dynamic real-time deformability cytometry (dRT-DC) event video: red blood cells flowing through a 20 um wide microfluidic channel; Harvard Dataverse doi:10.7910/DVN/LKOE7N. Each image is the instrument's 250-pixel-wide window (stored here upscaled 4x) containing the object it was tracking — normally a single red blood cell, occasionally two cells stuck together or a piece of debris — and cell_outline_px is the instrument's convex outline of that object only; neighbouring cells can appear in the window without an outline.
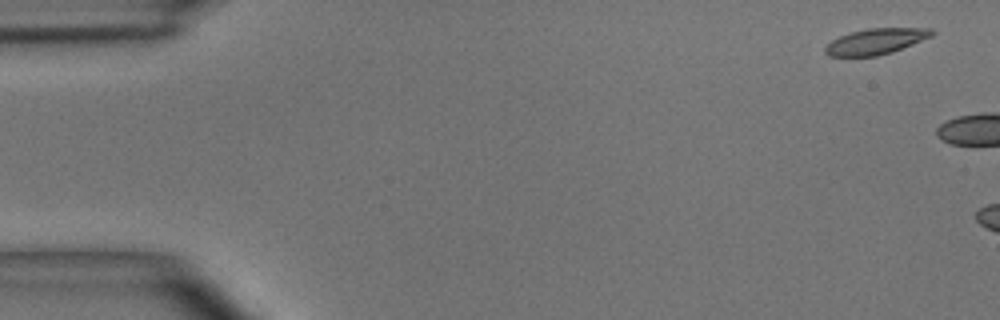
{"species": "common noctule bat (a hibernating species)", "species_latin": "Nyctalus noctula", "temperature_condition": "room temperature", "stored_images_in_passage": 2, "camera_frame_rate_fps": 3000, "um_per_image_px": 0.085, "animal": {"sex": "male", "body_mass_g": 15.6}, "frame": {"image": 1, "passage_image": 1, "time_ms": 0.0, "image_size_px": [1000, 320], "cell_outline_px": [[936, 32], [932, 36], [892, 52], [876, 56], [828, 56], [824, 52], [824, 48], [832, 40], [840, 36], [852, 32], [868, 28], [932, 28]], "centroid_in_image_um": [74.45, 3.51], "position_along_channel_um": 10.5, "area_um2": 15.95}}